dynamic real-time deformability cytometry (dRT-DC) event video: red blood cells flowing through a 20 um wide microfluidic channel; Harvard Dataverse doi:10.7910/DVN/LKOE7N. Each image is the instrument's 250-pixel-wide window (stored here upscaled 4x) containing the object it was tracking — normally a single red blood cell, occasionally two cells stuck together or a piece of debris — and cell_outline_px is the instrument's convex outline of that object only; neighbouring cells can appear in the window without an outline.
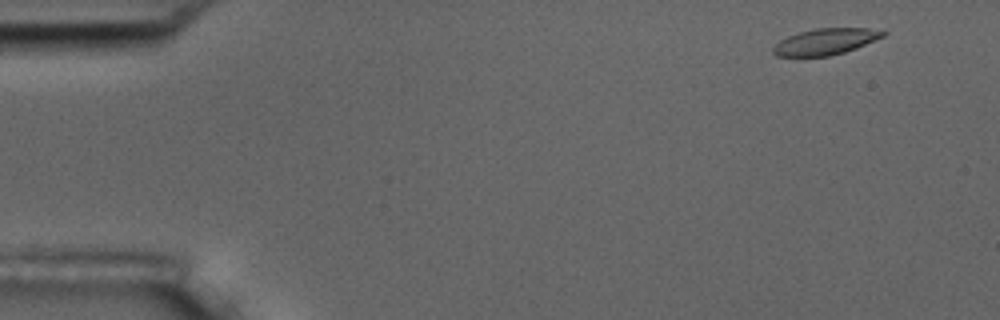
{"species": "common noctule bat (a hibernating species)", "species_latin": "Nyctalus noctula", "temperature_condition": "room temperature", "stored_images_in_passage": 56, "camera_frame_rate_fps": 3000, "um_per_image_px": 0.085, "animal": {"sex": "male", "body_mass_g": 17.5, "forearm_length_mm": 52.3}, "frame": {"image": 1, "passage_image": 3, "time_ms": 0.667, "image_size_px": [1000, 320], "cell_outline_px": [[888, 32], [884, 36], [856, 48], [844, 52], [828, 56], [776, 56], [772, 52], [772, 48], [780, 40], [788, 36], [800, 32], [816, 28], [868, 28]], "centroid_in_image_um": [70.16, 3.53], "position_along_channel_um": 14.8, "area_um2": 16.65}}
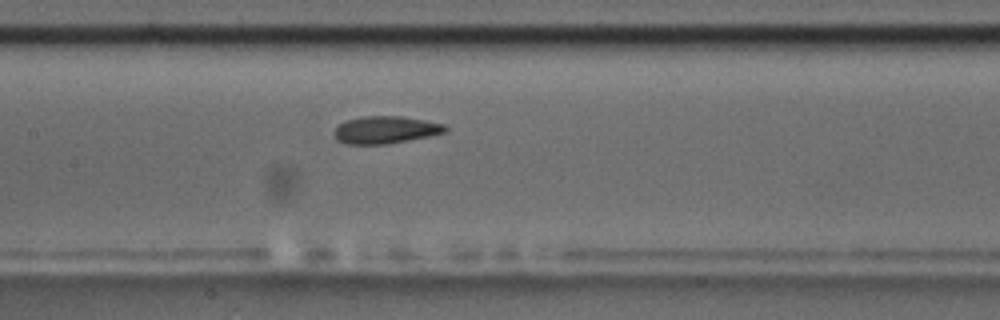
{"frame": {"image": 2, "passage_image": 26, "time_ms": 8.333, "image_size_px": [1000, 320], "cell_outline_px": [[448, 128], [444, 132], [428, 136], [388, 144], [348, 144], [336, 140], [332, 132], [340, 124], [348, 120], [360, 116], [404, 116], [444, 124]], "centroid_in_image_um": [32.74, 11.03], "position_along_channel_um": 174.7, "area_um2": 17.69}}
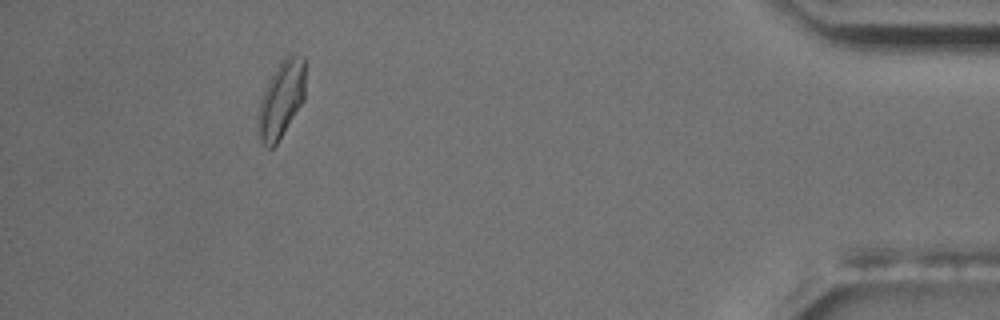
{"frame": {"image": 3, "passage_image": 51, "time_ms": 16.667, "image_size_px": [1000, 320], "cell_outline_px": [[304, 100], [276, 144], [272, 148], [268, 148], [260, 140], [256, 128], [256, 124], [260, 100], [268, 80], [272, 72], [280, 60], [288, 52], [292, 52], [304, 56]], "centroid_in_image_um": [23.88, 8.39], "position_along_channel_um": 411.3, "area_um2": 21.5}, "authors_computed_cell_mechanics": {"area_um2": 17.9469, "velocity_mm_per_s": 3.5399, "shape_relaxation_time_tau1_ms": 5.3614, "shape_relaxation_time_tau2_ms": 1.3355, "deformation_change_tau1": 0.1358, "deformation_change_tau2": 0.0646}}